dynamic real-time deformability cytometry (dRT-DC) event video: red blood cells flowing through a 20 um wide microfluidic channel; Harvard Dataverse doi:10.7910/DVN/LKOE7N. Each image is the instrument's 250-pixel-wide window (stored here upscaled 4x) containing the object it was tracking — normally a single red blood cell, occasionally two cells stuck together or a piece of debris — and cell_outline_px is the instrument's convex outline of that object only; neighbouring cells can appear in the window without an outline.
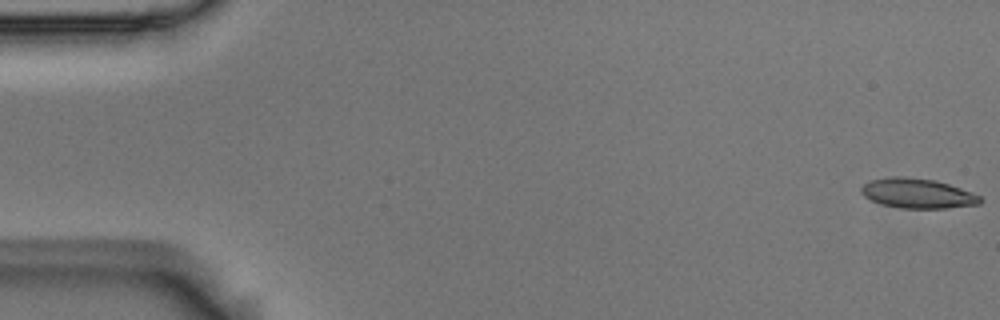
{"species": "Egyptian fruit bat (a non-hibernating species)", "species_latin": "Rousettus aegyptiacus", "temperature_condition": "room temperature", "stored_images_in_passage": 54, "camera_frame_rate_fps": 3000, "um_per_image_px": 0.085, "animal": {"sex": "male"}, "frame": {"image": 1, "passage_image": 1, "time_ms": 0.0, "image_size_px": [1000, 320], "cell_outline_px": [[984, 200], [980, 204], [944, 208], [900, 208], [880, 204], [864, 196], [860, 192], [860, 188], [864, 184], [872, 180], [888, 176], [904, 176], [936, 180], [972, 192], [980, 196]], "centroid_in_image_um": [77.98, 16.43], "position_along_channel_um": 7.0, "area_um2": 20.75}}
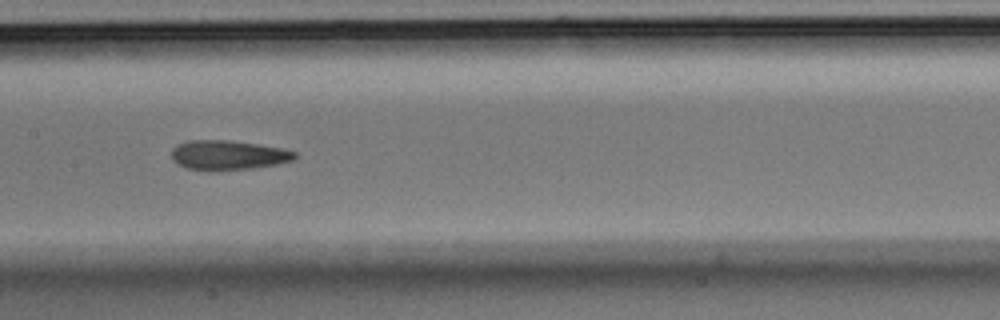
{"frame": {"image": 2, "passage_image": 27, "time_ms": 8.667, "image_size_px": [1000, 320], "cell_outline_px": [[296, 156], [292, 160], [276, 164], [252, 168], [212, 172], [188, 168], [172, 160], [172, 148], [176, 144], [188, 140], [228, 140], [256, 144], [280, 148], [296, 152]], "centroid_in_image_um": [19.34, 13.19], "position_along_channel_um": 188.1, "area_um2": 21.27}}
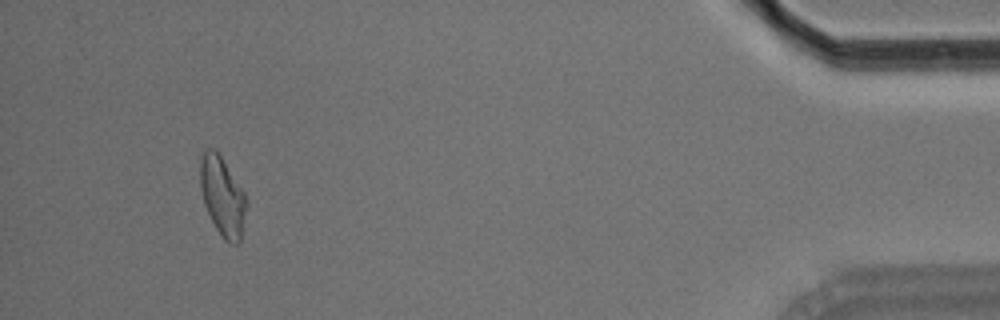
{"frame": {"image": 3, "passage_image": 51, "time_ms": 16.667, "image_size_px": [1000, 320], "cell_outline_px": [[248, 204], [240, 244], [232, 244], [224, 240], [216, 228], [204, 204], [200, 188], [200, 160], [204, 152], [208, 148], [212, 148], [220, 156], [244, 192], [248, 200]], "centroid_in_image_um": [18.93, 16.75], "position_along_channel_um": 416.3, "area_um2": 21.21}, "authors_computed_cell_mechanics": {"area_um2": 20.9814, "velocity_mm_per_s": 3.7208, "shape_relaxation_time_tau1_ms": 7.3555, "shape_relaxation_time_tau2_ms": 3.3997, "deformation_change_tau1": 0.1904, "deformation_change_tau2": 0.1232}}